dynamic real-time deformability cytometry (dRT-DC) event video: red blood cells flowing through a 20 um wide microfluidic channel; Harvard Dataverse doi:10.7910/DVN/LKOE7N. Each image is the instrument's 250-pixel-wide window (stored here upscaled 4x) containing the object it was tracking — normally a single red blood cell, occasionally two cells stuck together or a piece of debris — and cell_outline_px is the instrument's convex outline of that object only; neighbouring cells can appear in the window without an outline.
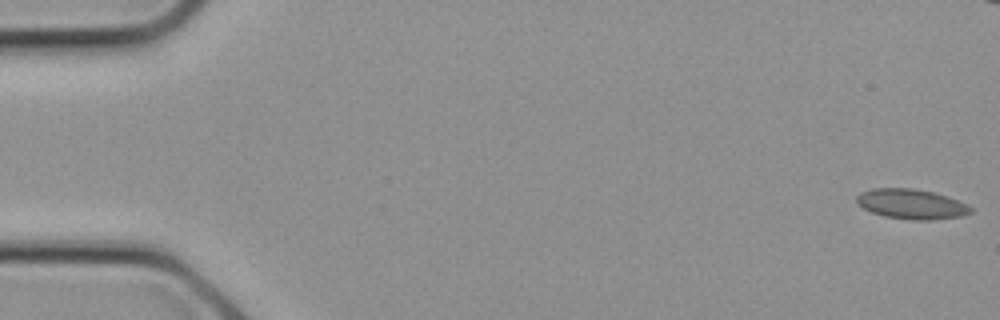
{"species": "common noctule bat (a hibernating species)", "species_latin": "Nyctalus noctula", "temperature_condition": "cold", "stored_images_in_passage": 11, "camera_frame_rate_fps": 3000, "um_per_image_px": 0.085, "animal": {"sex": "female", "body_mass_g": 21.9}, "frame": {"image": 1, "passage_image": 1, "time_ms": 0.0, "image_size_px": [1000, 320], "cell_outline_px": [[972, 212], [960, 216], [932, 220], [912, 220], [884, 216], [872, 212], [864, 208], [856, 200], [856, 196], [860, 192], [872, 188], [912, 188], [932, 192], [948, 196], [968, 204], [972, 208]], "centroid_in_image_um": [77.48, 17.34], "position_along_channel_um": 7.5, "area_um2": 19.88}}
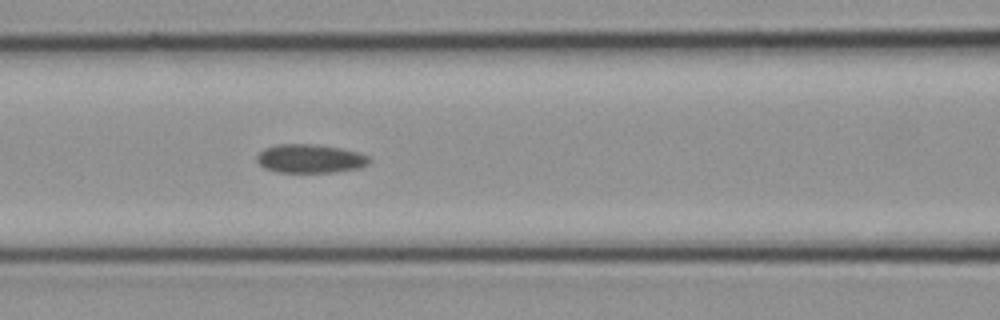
{"frame": {"image": 2, "passage_image": 11, "time_ms": 3.333, "image_size_px": [1000, 320], "cell_outline_px": [[372, 160], [368, 164], [360, 168], [336, 172], [276, 172], [264, 168], [256, 160], [256, 156], [264, 148], [280, 144], [316, 144], [340, 148], [360, 152], [368, 156]], "centroid_in_image_um": [26.38, 13.48], "position_along_channel_um": 140.2, "area_um2": 18.96}}